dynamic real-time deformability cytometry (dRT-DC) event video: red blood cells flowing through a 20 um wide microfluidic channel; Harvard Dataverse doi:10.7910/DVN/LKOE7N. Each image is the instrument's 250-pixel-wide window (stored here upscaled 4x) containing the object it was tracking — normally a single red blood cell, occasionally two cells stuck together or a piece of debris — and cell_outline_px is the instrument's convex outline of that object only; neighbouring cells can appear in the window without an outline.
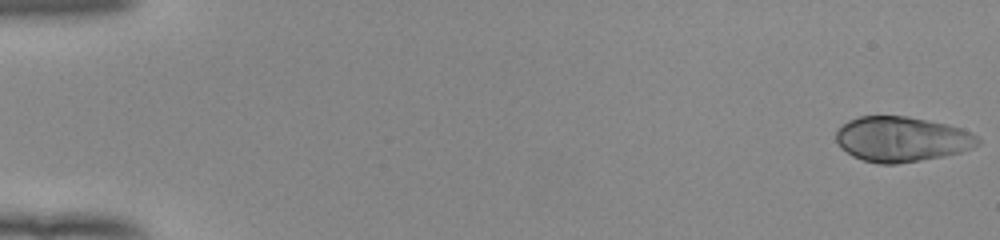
{"species": "human", "species_latin": "Homo sapiens", "temperature_condition": "room temperature", "stored_images_in_passage": 53, "camera_frame_rate_fps": 3000, "um_per_image_px": 0.085, "donor": {"sex": "female"}, "frame": {"image": 1, "passage_image": 1, "time_ms": 0.0, "image_size_px": [1000, 240], "cell_outline_px": [[980, 144], [972, 148], [960, 152], [944, 156], [896, 164], [880, 164], [864, 160], [852, 156], [840, 148], [836, 140], [836, 132], [848, 120], [860, 116], [908, 116], [948, 124], [972, 132], [980, 140]], "centroid_in_image_um": [76.65, 11.83], "position_along_channel_um": 8.3, "area_um2": 37.34}}
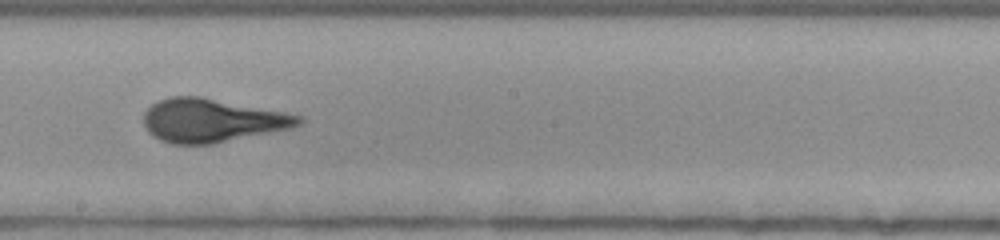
{"frame": {"image": 2, "passage_image": 31, "time_ms": 10.0, "image_size_px": [1000, 240], "cell_outline_px": [[304, 120], [300, 124], [292, 128], [212, 144], [172, 144], [160, 140], [152, 136], [148, 132], [144, 124], [144, 112], [156, 100], [172, 96], [200, 96], [284, 112], [304, 116]], "centroid_in_image_um": [18.0, 10.24], "position_along_channel_um": 230.2, "area_um2": 39.36}}
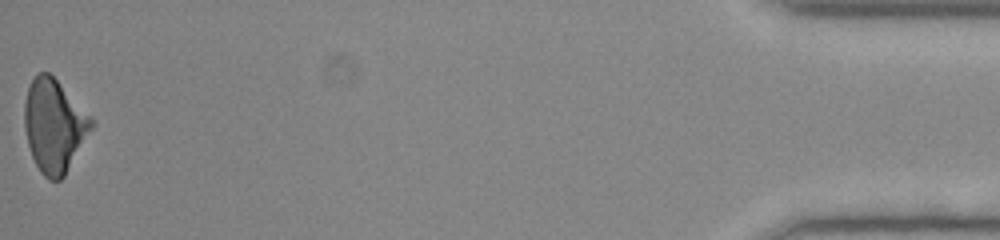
{"frame": {"image": 3, "passage_image": 53, "time_ms": 17.333, "image_size_px": [1000, 240], "cell_outline_px": [[96, 124], [64, 176], [60, 180], [48, 180], [40, 172], [32, 156], [28, 144], [24, 128], [24, 104], [28, 88], [36, 72], [48, 72], [92, 116]], "centroid_in_image_um": [4.62, 10.69], "position_along_channel_um": 430.6, "area_um2": 36.36}, "authors_computed_cell_mechanics": {"area_um2": 37.4544, "velocity_mm_per_s": 3.9451, "shape_relaxation_time_tau1_ms": 5.987, "shape_relaxation_time_tau2_ms": null, "deformation_change_tau1": 0.21, "deformation_change_tau2": null}}